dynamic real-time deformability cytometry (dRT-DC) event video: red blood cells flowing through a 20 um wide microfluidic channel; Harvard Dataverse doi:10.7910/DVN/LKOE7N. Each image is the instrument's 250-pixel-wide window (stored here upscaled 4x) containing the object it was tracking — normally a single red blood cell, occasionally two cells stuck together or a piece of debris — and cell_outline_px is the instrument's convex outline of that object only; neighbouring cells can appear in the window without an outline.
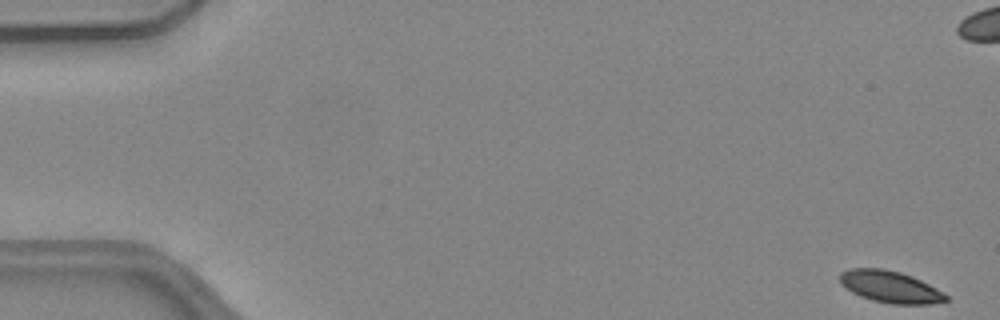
{"species": "common noctule bat (a hibernating species)", "species_latin": "Nyctalus noctula", "temperature_condition": "warm", "stored_images_in_passage": 52, "camera_frame_rate_fps": 3000, "um_per_image_px": 0.085, "animal": {"sex": "female", "body_mass_g": 24.6, "forearm_length_mm": 56.2}, "frame": {"image": 1, "passage_image": 1, "time_ms": 0.0, "image_size_px": [1000, 320], "cell_outline_px": [[948, 300], [932, 304], [892, 304], [872, 300], [860, 296], [852, 292], [840, 284], [840, 272], [852, 268], [884, 268], [900, 272], [912, 276], [944, 292], [948, 296]], "centroid_in_image_um": [75.67, 24.38], "position_along_channel_um": 9.3, "area_um2": 19.71}}
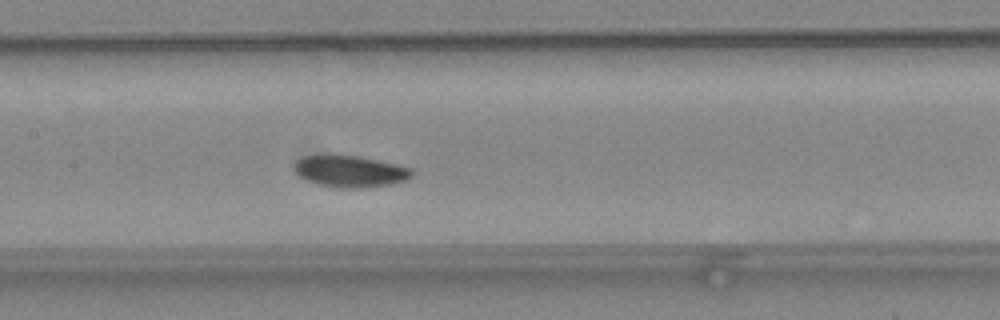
{"frame": {"image": 2, "passage_image": 25, "time_ms": 8.0, "image_size_px": [1000, 320], "cell_outline_px": [[412, 176], [404, 180], [392, 184], [356, 188], [344, 188], [316, 184], [300, 176], [296, 172], [296, 160], [304, 156], [360, 156], [396, 164], [412, 168]], "centroid_in_image_um": [29.8, 14.57], "position_along_channel_um": 177.6, "area_um2": 21.15}}
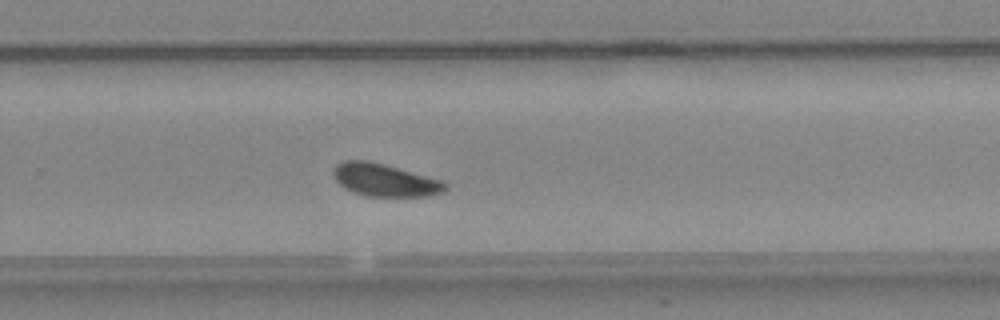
{"frame": {"image": 3, "passage_image": 34, "time_ms": 11.0, "image_size_px": [1000, 320], "cell_outline_px": [[448, 188], [444, 192], [432, 196], [368, 196], [352, 192], [344, 188], [332, 176], [332, 168], [336, 164], [344, 160], [368, 160], [384, 164], [444, 180], [448, 184]], "centroid_in_image_um": [32.72, 15.3], "position_along_channel_um": 297.1, "area_um2": 21.68}, "authors_computed_cell_mechanics": {"area_um2": 21.1837, "velocity_mm_per_s": 4.0087, "shape_relaxation_time_tau1_ms": 2.4108, "shape_relaxation_time_tau2_ms": null, "deformation_change_tau1": 0.0609, "deformation_change_tau2": null}}